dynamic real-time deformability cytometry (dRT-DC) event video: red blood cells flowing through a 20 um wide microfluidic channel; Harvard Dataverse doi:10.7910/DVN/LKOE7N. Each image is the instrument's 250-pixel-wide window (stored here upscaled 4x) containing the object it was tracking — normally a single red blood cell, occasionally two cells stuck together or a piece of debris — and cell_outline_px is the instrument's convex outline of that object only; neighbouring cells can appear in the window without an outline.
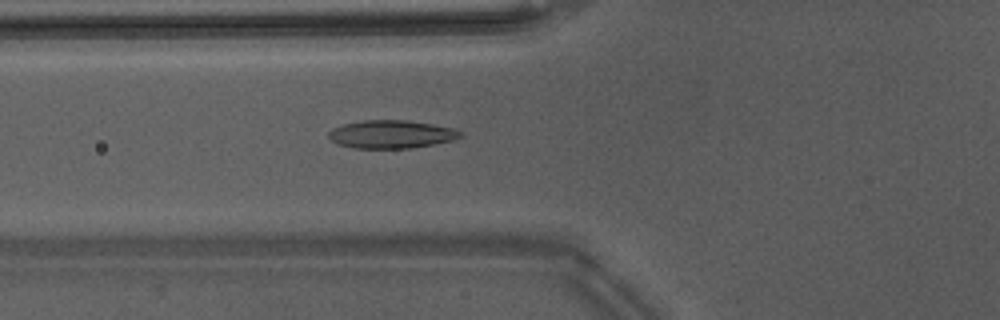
{"species": "Egyptian fruit bat (a non-hibernating species)", "species_latin": "Rousettus aegyptiacus", "temperature_condition": "warm", "stored_images_in_passage": 43, "camera_frame_rate_fps": 3000, "um_per_image_px": 0.085, "animal": {"sex": "male"}, "frame": {"image": 1, "passage_image": 13, "time_ms": 4.0, "image_size_px": [1000, 320], "cell_outline_px": [[464, 136], [452, 140], [412, 148], [352, 148], [336, 144], [328, 136], [328, 132], [332, 128], [344, 124], [364, 120], [404, 120], [432, 124], [452, 128], [464, 132]], "centroid_in_image_um": [33.25, 11.41], "position_along_channel_um": 92.5, "area_um2": 21.56}}
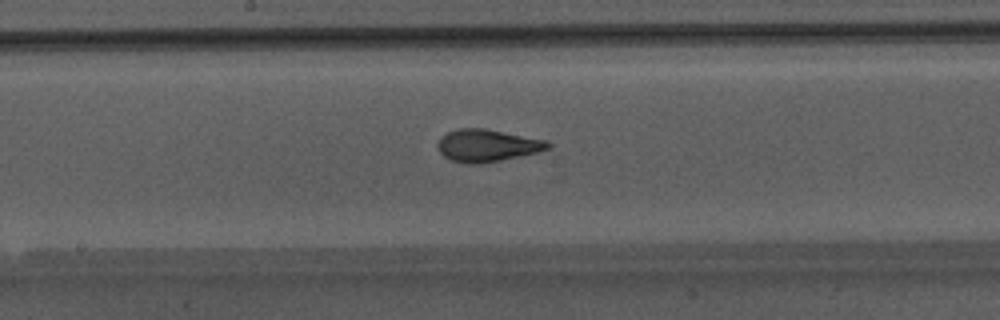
{"frame": {"image": 2, "passage_image": 21, "time_ms": 6.667, "image_size_px": [1000, 320], "cell_outline_px": [[552, 144], [548, 148], [536, 152], [500, 160], [480, 164], [468, 164], [452, 160], [444, 156], [436, 148], [436, 144], [440, 136], [448, 132], [460, 128], [484, 128], [544, 140]], "centroid_in_image_um": [41.33, 12.36], "position_along_channel_um": 206.9, "area_um2": 20.52}}
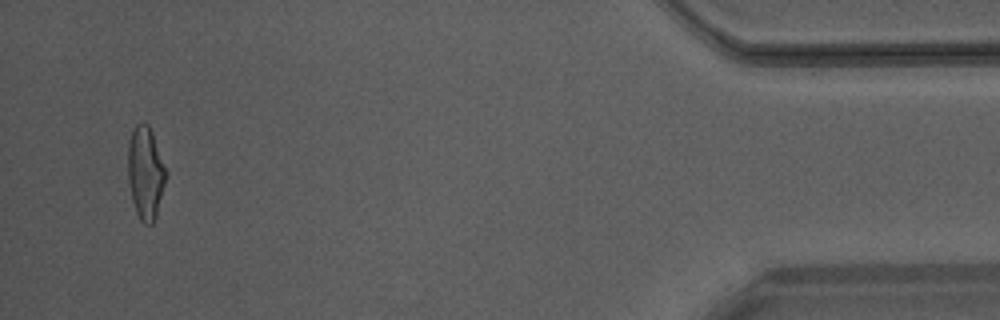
{"frame": {"image": 3, "passage_image": 41, "time_ms": 13.333, "image_size_px": [1000, 320], "cell_outline_px": [[168, 172], [156, 216], [152, 224], [144, 224], [140, 220], [136, 212], [132, 200], [128, 180], [128, 140], [136, 124], [148, 124], [152, 132]], "centroid_in_image_um": [12.37, 14.7], "position_along_channel_um": 422.8, "area_um2": 20.58}, "authors_computed_cell_mechanics": {"area_um2": 20.4612, "velocity_mm_per_s": 4.2707, "shape_relaxation_time_tau1_ms": 5.4877, "shape_relaxation_time_tau2_ms": 0.57, "deformation_change_tau1": 0.2028, "deformation_change_tau2": 0.0653}}